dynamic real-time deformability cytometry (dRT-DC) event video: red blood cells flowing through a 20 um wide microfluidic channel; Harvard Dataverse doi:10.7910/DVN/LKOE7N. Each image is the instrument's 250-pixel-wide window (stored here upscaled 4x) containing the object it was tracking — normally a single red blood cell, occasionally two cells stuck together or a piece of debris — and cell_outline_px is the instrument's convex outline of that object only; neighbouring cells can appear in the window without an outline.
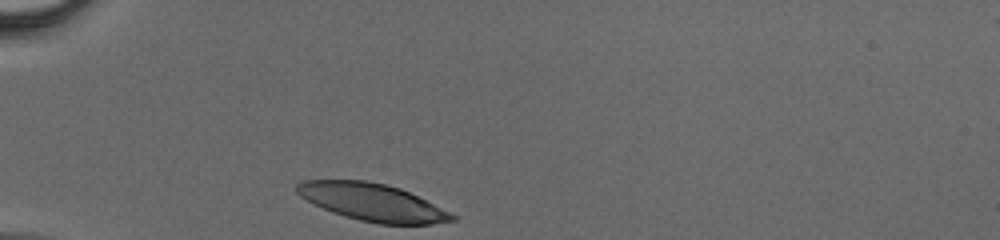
{"species": "human", "species_latin": "Homo sapiens", "temperature_condition": "cold", "stored_images_in_passage": 26, "camera_frame_rate_fps": 3000, "um_per_image_px": 0.085, "donor": {"sex": "male"}, "frame": {"image": 1, "passage_image": 1, "time_ms": 0.0, "image_size_px": [1000, 240], "cell_outline_px": [[456, 220], [428, 224], [380, 224], [360, 220], [332, 212], [300, 196], [296, 192], [296, 184], [304, 180], [364, 180], [384, 184], [400, 188], [456, 216]], "centroid_in_image_um": [31.61, 17.18], "position_along_channel_um": 53.4, "area_um2": 33.06}}
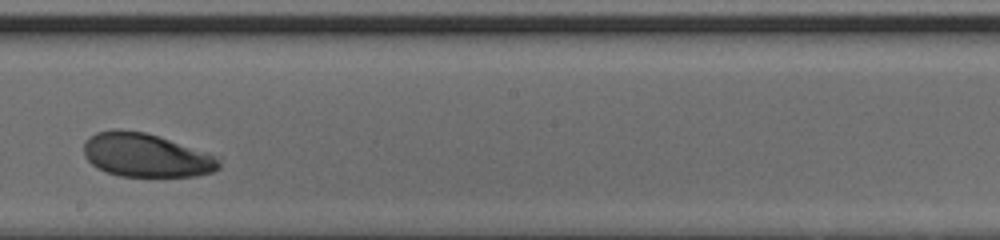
{"frame": {"image": 2, "passage_image": 15, "time_ms": 4.667, "image_size_px": [1000, 240], "cell_outline_px": [[220, 168], [212, 172], [196, 176], [120, 176], [108, 172], [92, 164], [84, 156], [84, 140], [88, 136], [96, 132], [116, 128], [144, 132], [168, 140], [212, 156], [220, 160]], "centroid_in_image_um": [12.32, 13.19], "position_along_channel_um": 235.9, "area_um2": 33.76}}
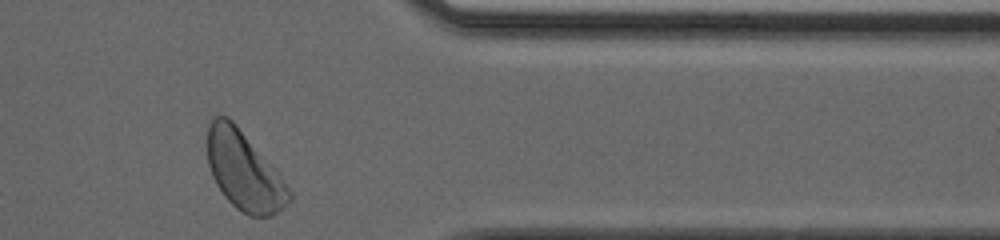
{"frame": {"image": 3, "passage_image": 26, "time_ms": 8.333, "image_size_px": [1000, 240], "cell_outline_px": [[292, 200], [272, 216], [248, 216], [236, 208], [224, 196], [216, 184], [212, 176], [208, 164], [208, 124], [216, 116], [228, 116], [232, 120], [276, 172], [288, 188], [292, 196]], "centroid_in_image_um": [20.71, 14.56], "position_along_channel_um": 390.7, "area_um2": 36.53}}